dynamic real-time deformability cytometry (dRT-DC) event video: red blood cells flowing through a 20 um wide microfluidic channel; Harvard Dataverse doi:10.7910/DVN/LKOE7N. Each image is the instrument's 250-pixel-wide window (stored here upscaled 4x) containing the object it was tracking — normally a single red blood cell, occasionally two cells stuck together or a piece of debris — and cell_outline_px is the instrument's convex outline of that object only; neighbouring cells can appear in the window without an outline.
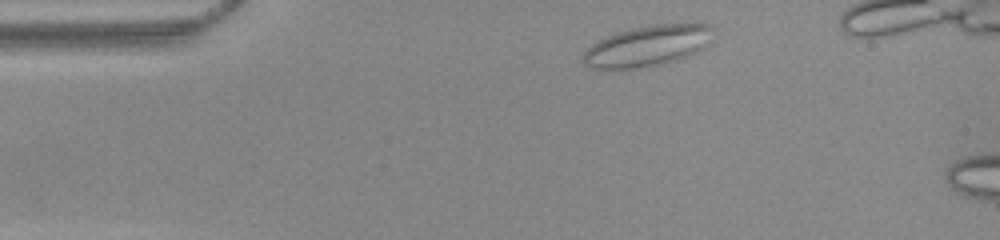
{"species": "common noctule bat (a hibernating species)", "species_latin": "Nyctalus noctula", "temperature_condition": "warm", "stored_images_in_passage": 6, "camera_frame_rate_fps": 3000, "um_per_image_px": 0.085, "animal": {"sex": "female", "body_mass_g": 22.0, "forearm_length_mm": 56.7}, "frame": {"image": 1, "passage_image": 2, "time_ms": 0.333, "image_size_px": [1000, 240], "cell_outline_px": [[712, 28], [700, 48], [696, 52], [676, 60], [660, 64], [636, 68], [592, 68], [584, 64], [580, 56], [592, 44], [616, 32], [632, 28], [652, 24], [708, 24]], "centroid_in_image_um": [54.92, 3.9], "position_along_channel_um": 30.1, "area_um2": 30.0}}